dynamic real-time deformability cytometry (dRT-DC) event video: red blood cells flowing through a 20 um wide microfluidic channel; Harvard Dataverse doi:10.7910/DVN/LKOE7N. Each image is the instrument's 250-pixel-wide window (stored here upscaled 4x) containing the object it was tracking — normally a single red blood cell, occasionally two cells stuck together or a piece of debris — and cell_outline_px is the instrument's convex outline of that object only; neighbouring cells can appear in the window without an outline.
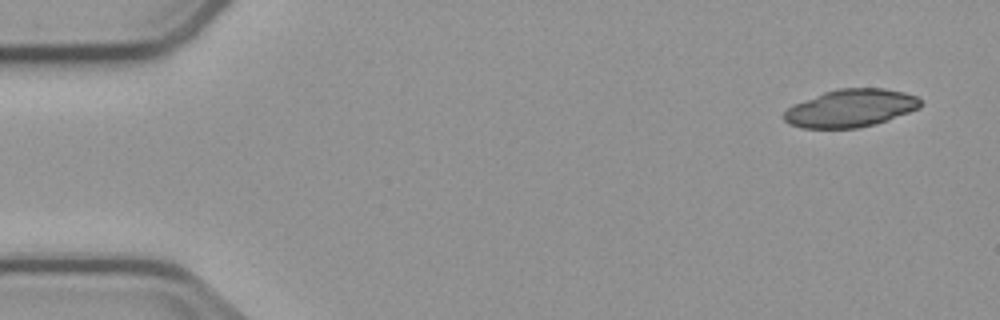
{"species": "common noctule bat (a hibernating species)", "species_latin": "Nyctalus noctula", "temperature_condition": "cold", "stored_images_in_passage": 5, "camera_frame_rate_fps": 3000, "um_per_image_px": 0.085, "animal": {"sex": "male", "body_mass_g": 23.1, "forearm_length_mm": 52.7}, "frame": {"image": 1, "passage_image": 1, "time_ms": 0.0, "image_size_px": [1000, 320], "cell_outline_px": [[920, 108], [888, 120], [876, 124], [856, 128], [800, 128], [788, 124], [784, 120], [784, 112], [792, 104], [824, 92], [836, 88], [884, 88], [904, 92], [916, 96], [920, 100]], "centroid_in_image_um": [72.28, 9.2], "position_along_channel_um": 12.7, "area_um2": 30.17}}